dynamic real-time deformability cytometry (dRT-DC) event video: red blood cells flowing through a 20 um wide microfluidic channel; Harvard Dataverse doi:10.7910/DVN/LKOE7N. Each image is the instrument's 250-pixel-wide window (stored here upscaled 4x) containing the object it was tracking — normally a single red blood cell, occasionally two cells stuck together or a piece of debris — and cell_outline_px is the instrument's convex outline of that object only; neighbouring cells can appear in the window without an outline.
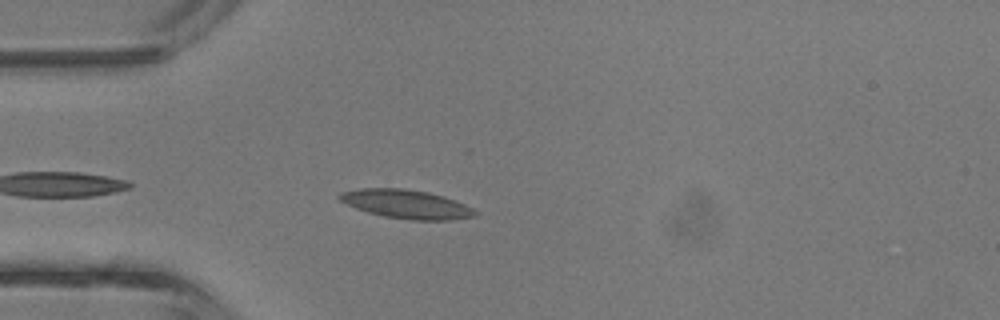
{"species": "common noctule bat (a hibernating species)", "species_latin": "Nyctalus noctula", "temperature_condition": "room temperature", "stored_images_in_passage": 24, "camera_frame_rate_fps": 3000, "um_per_image_px": 0.085, "animal": {"sex": "male", "body_mass_g": 13.3}, "frame": {"image": 1, "passage_image": 2, "time_ms": 0.333, "image_size_px": [1000, 320], "cell_outline_px": [[480, 212], [476, 216], [452, 220], [412, 220], [384, 216], [368, 212], [356, 208], [340, 200], [336, 196], [340, 192], [360, 188], [404, 188], [428, 192], [444, 196], [464, 204]], "centroid_in_image_um": [34.56, 17.35], "position_along_channel_um": 50.4, "area_um2": 22.77}}
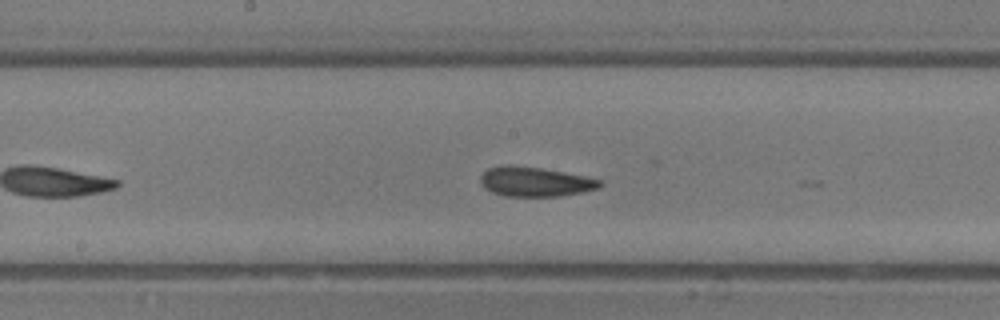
{"frame": {"image": 2, "passage_image": 12, "time_ms": 3.667, "image_size_px": [1000, 320], "cell_outline_px": [[604, 184], [600, 188], [584, 192], [560, 196], [504, 196], [492, 192], [484, 188], [480, 184], [480, 176], [488, 168], [500, 164], [508, 164], [540, 168], [564, 172], [604, 180]], "centroid_in_image_um": [45.49, 15.44], "position_along_channel_um": 202.7, "area_um2": 20.92}}
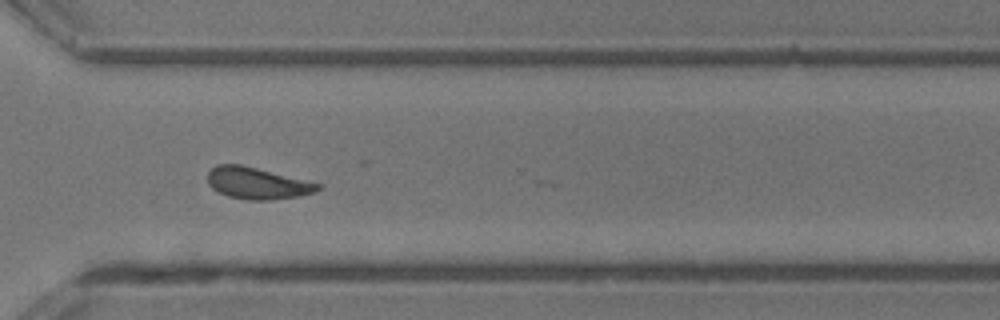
{"frame": {"image": 3, "passage_image": 21, "time_ms": 6.667, "image_size_px": [1000, 320], "cell_outline_px": [[320, 188], [316, 192], [300, 196], [272, 200], [248, 200], [228, 196], [212, 188], [208, 184], [208, 172], [216, 164], [240, 164], [320, 184]], "centroid_in_image_um": [21.84, 15.58], "position_along_channel_um": 348.8, "area_um2": 20.11}, "authors_computed_cell_mechanics": {"area_um2": 20.3745, "velocity_mm_per_s": 4.8804, "shape_relaxation_time_tau1_ms": 2.1662, "shape_relaxation_time_tau2_ms": 1.2156, "deformation_change_tau1": 0.1043, "deformation_change_tau2": 0.0862}}